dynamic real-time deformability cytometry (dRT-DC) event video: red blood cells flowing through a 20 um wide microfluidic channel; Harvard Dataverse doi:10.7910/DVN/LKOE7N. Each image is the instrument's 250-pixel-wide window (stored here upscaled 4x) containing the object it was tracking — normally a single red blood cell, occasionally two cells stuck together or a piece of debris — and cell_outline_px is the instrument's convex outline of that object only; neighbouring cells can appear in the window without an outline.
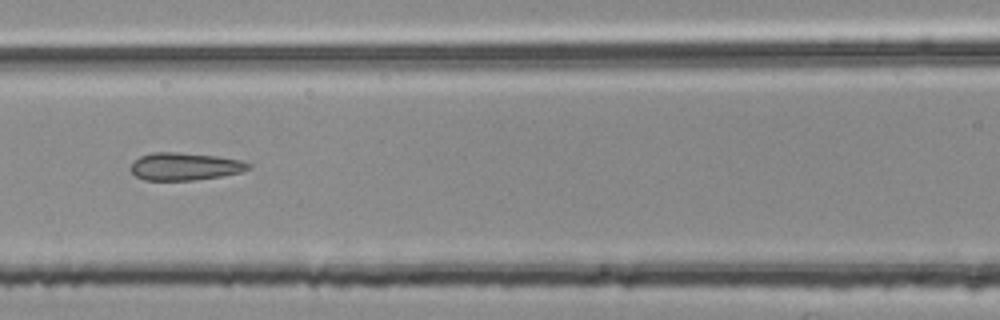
{"species": "common noctule bat (a hibernating species)", "species_latin": "Nyctalus noctula", "temperature_condition": "room temperature", "stored_images_in_passage": 45, "segment_of_instrument_passage": [2, 2], "camera_frame_rate_fps": 3000, "um_per_image_px": 0.085, "animal": {"sex": "female", "body_mass_g": 25.1}, "frame": {"image": 1, "passage_image": 15, "time_ms": 4.667, "image_size_px": [1000, 320], "cell_outline_px": [[252, 168], [240, 172], [220, 176], [192, 180], [144, 180], [136, 176], [128, 168], [132, 160], [140, 156], [152, 152], [176, 152], [216, 156], [240, 160], [252, 164]], "centroid_in_image_um": [15.66, 14.14], "position_along_channel_um": 150.9, "area_um2": 19.02}}
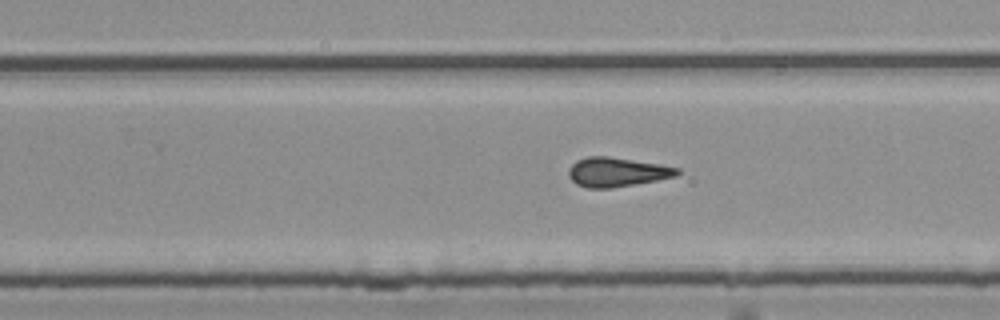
{"frame": {"image": 2, "passage_image": 25, "time_ms": 8.0, "image_size_px": [1000, 320], "cell_outline_px": [[680, 172], [676, 176], [656, 180], [612, 188], [588, 188], [576, 184], [568, 176], [568, 168], [576, 160], [588, 156], [608, 156], [660, 164], [680, 168]], "centroid_in_image_um": [52.41, 14.62], "position_along_channel_um": 277.4, "area_um2": 18.55}}
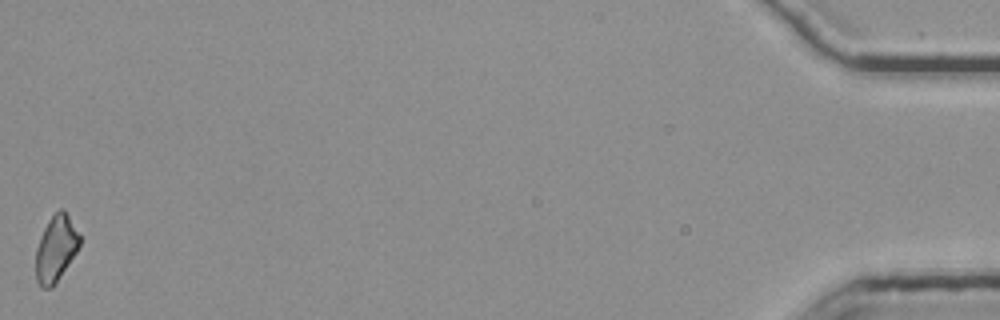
{"frame": {"image": 3, "passage_image": 45, "time_ms": 14.667, "image_size_px": [1000, 320], "cell_outline_px": [[80, 244], [76, 252], [52, 288], [44, 288], [36, 280], [36, 248], [40, 236], [48, 220], [60, 208], [64, 208], [80, 236]], "centroid_in_image_um": [4.74, 21.11], "position_along_channel_um": 430.5, "area_um2": 16.65}}